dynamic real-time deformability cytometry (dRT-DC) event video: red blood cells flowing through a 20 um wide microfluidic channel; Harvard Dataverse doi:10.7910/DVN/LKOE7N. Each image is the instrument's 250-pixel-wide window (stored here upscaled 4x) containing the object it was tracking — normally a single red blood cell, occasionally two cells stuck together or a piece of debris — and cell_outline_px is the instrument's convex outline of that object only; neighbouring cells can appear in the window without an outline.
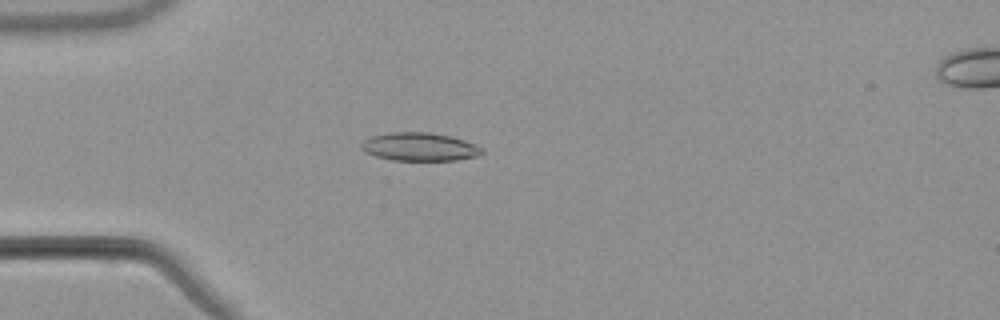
{"species": "common noctule bat (a hibernating species)", "species_latin": "Nyctalus noctula", "temperature_condition": "warm", "stored_images_in_passage": 43, "camera_frame_rate_fps": 3000, "um_per_image_px": 0.085, "animal": {"sex": "male", "body_mass_g": 21.5, "forearm_length_mm": 52.0}, "frame": {"image": 1, "passage_image": 4, "time_ms": 1.0, "image_size_px": [1000, 320], "cell_outline_px": [[484, 152], [476, 156], [456, 160], [392, 160], [376, 156], [364, 152], [360, 148], [360, 144], [364, 140], [372, 136], [392, 132], [432, 132], [452, 136], [476, 144]], "centroid_in_image_um": [35.64, 12.47], "position_along_channel_um": 49.4, "area_um2": 19.88}}
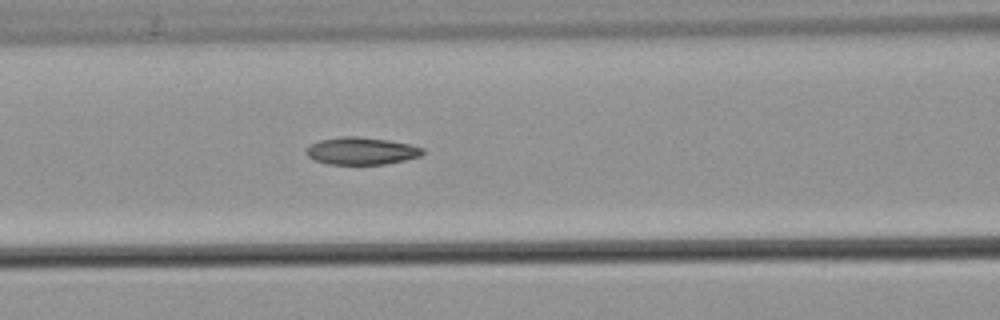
{"frame": {"image": 2, "passage_image": 12, "time_ms": 3.667, "image_size_px": [1000, 320], "cell_outline_px": [[424, 152], [420, 156], [404, 160], [384, 164], [328, 164], [316, 160], [308, 156], [304, 152], [308, 144], [320, 140], [340, 136], [356, 136], [388, 140], [408, 144], [424, 148]], "centroid_in_image_um": [30.68, 12.82], "position_along_channel_um": 135.9, "area_um2": 18.55}}
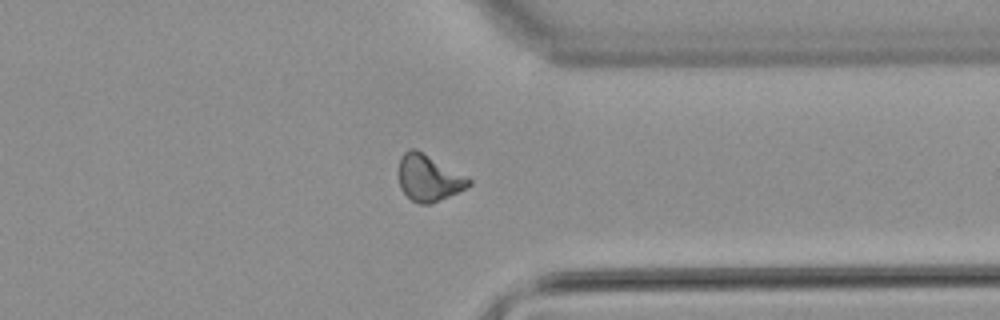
{"frame": {"image": 3, "passage_image": 31, "time_ms": 10.0, "image_size_px": [1000, 320], "cell_outline_px": [[472, 184], [432, 204], [420, 204], [412, 200], [400, 188], [400, 156], [404, 152], [412, 148], [416, 148], [468, 176], [472, 180]], "centroid_in_image_um": [36.46, 15.11], "position_along_channel_um": 374.9, "area_um2": 18.84}, "authors_computed_cell_mechanics": {"area_um2": 18.496, "velocity_mm_per_s": 3.821, "shape_relaxation_time_tau1_ms": 5.0612, "shape_relaxation_time_tau2_ms": 2.9175, "deformation_change_tau1": 0.161, "deformation_change_tau2": 0.0896}}